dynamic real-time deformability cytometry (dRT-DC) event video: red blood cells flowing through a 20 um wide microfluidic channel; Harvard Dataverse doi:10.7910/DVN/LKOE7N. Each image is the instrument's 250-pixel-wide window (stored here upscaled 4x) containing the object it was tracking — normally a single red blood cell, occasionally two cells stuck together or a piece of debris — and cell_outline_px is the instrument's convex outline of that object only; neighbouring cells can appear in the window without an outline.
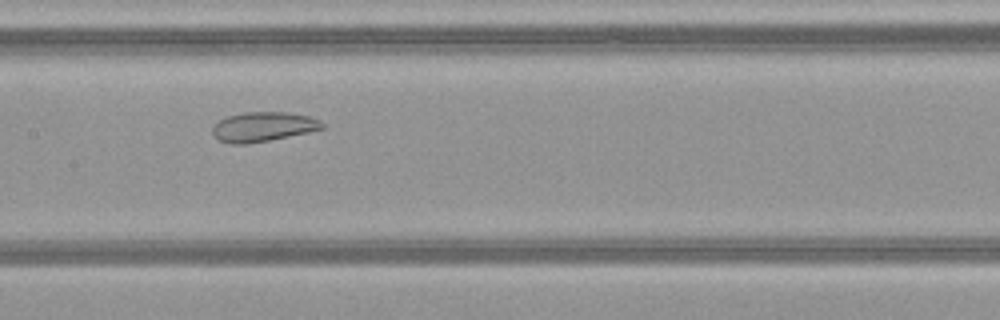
{"species": "common noctule bat (a hibernating species)", "species_latin": "Nyctalus noctula", "temperature_condition": "warm", "stored_images_in_passage": 28, "camera_frame_rate_fps": 3000, "um_per_image_px": 0.085, "animal": {"sex": "female", "body_mass_g": 21.9}, "frame": {"image": 1, "passage_image": 9, "time_ms": 2.667, "image_size_px": [1000, 320], "cell_outline_px": [[324, 128], [308, 132], [248, 144], [228, 144], [220, 140], [212, 132], [212, 128], [220, 120], [228, 116], [244, 112], [288, 112], [308, 116], [320, 120], [324, 124]], "centroid_in_image_um": [22.37, 10.77], "position_along_channel_um": 185.0, "area_um2": 18.73}}
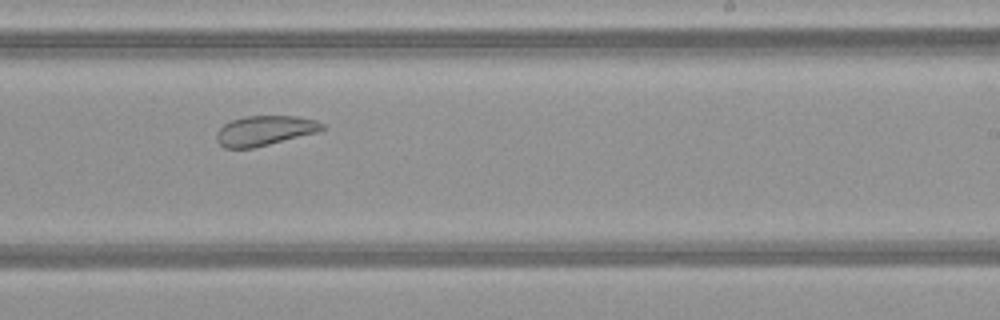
{"frame": {"image": 2, "passage_image": 15, "time_ms": 4.667, "image_size_px": [1000, 320], "cell_outline_px": [[324, 128], [316, 132], [252, 148], [224, 148], [216, 140], [216, 132], [224, 124], [232, 120], [244, 116], [296, 116], [316, 120], [324, 124]], "centroid_in_image_um": [22.46, 11.09], "position_along_channel_um": 266.5, "area_um2": 18.15}}
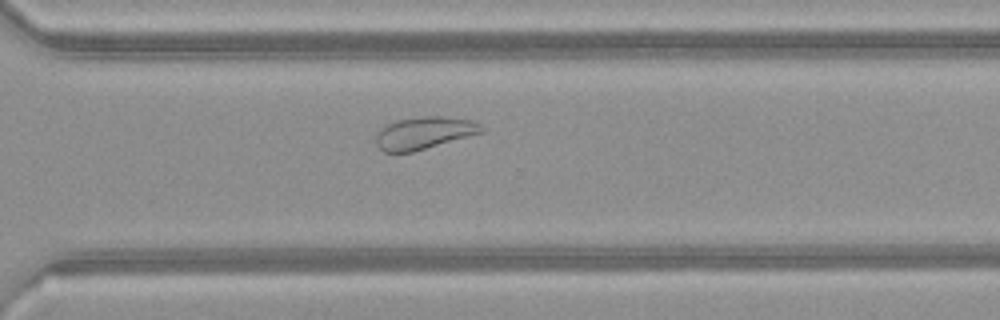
{"frame": {"image": 3, "passage_image": 20, "time_ms": 6.333, "image_size_px": [1000, 320], "cell_outline_px": [[484, 132], [412, 152], [384, 152], [376, 144], [376, 136], [380, 128], [396, 120], [424, 116], [440, 116], [472, 120], [480, 124], [484, 128]], "centroid_in_image_um": [36.05, 11.3], "position_along_channel_um": 334.5, "area_um2": 19.77}}